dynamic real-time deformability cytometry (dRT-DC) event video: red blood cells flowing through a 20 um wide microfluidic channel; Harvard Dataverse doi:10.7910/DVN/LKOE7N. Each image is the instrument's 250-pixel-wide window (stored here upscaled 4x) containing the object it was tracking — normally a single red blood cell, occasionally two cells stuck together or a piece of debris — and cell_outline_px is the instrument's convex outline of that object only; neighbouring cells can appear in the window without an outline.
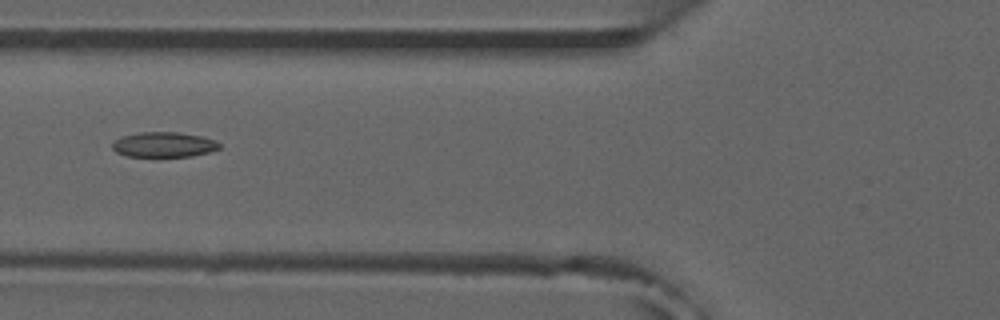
{"species": "common noctule bat (a hibernating species)", "species_latin": "Nyctalus noctula", "temperature_condition": "room temperature", "stored_images_in_passage": 39, "camera_frame_rate_fps": 3000, "um_per_image_px": 0.085, "animal": {"sex": "male", "forearm_length_mm": 52.5}, "frame": {"image": 1, "passage_image": 6, "time_ms": 1.667, "image_size_px": [1000, 320], "cell_outline_px": [[220, 148], [208, 152], [192, 156], [128, 156], [116, 152], [112, 148], [112, 144], [120, 136], [140, 132], [176, 132], [204, 136], [216, 140], [220, 144]], "centroid_in_image_um": [13.94, 12.28], "position_along_channel_um": 111.9, "area_um2": 15.66}, "authors_computed_cell_mechanics": {"area_um2": 15.4904, "velocity_mm_per_s": 3.8728, "shape_relaxation_time_tau1_ms": null, "shape_relaxation_time_tau2_ms": 6.3355, "deformation_change_tau1": null, "deformation_change_tau2": 0.1348}}